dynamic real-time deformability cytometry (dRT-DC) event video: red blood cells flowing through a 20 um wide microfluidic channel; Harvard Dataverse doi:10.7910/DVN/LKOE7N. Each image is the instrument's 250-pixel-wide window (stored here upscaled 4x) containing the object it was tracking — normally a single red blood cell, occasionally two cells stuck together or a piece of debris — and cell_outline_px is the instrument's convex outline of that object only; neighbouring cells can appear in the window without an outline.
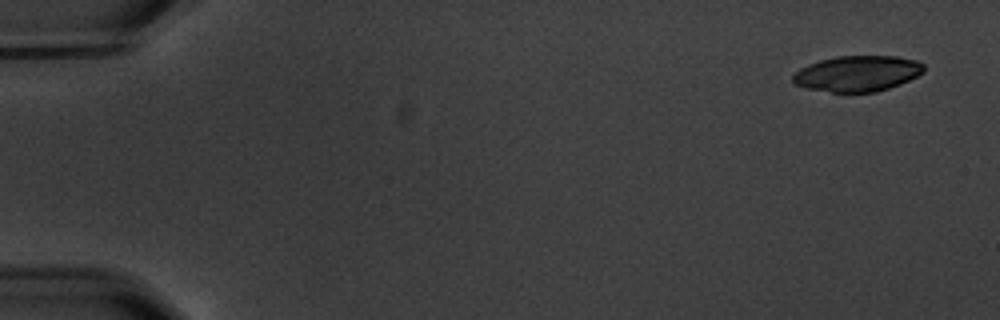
{"species": "common noctule bat (a hibernating species)", "species_latin": "Nyctalus noctula", "temperature_condition": "warm", "stored_images_in_passage": 6, "camera_frame_rate_fps": 3000, "um_per_image_px": 0.085, "animal": {"sex": "male", "body_mass_g": 20.1, "forearm_length_mm": 53.5}, "frame": {"image": 1, "passage_image": 1, "time_ms": 0.0, "image_size_px": [1000, 320], "cell_outline_px": [[924, 72], [900, 84], [876, 92], [832, 92], [804, 88], [796, 84], [792, 80], [792, 76], [800, 68], [808, 64], [820, 60], [836, 56], [896, 56], [916, 60], [924, 64]], "centroid_in_image_um": [72.87, 6.25], "position_along_channel_um": 12.1, "area_um2": 27.28}}